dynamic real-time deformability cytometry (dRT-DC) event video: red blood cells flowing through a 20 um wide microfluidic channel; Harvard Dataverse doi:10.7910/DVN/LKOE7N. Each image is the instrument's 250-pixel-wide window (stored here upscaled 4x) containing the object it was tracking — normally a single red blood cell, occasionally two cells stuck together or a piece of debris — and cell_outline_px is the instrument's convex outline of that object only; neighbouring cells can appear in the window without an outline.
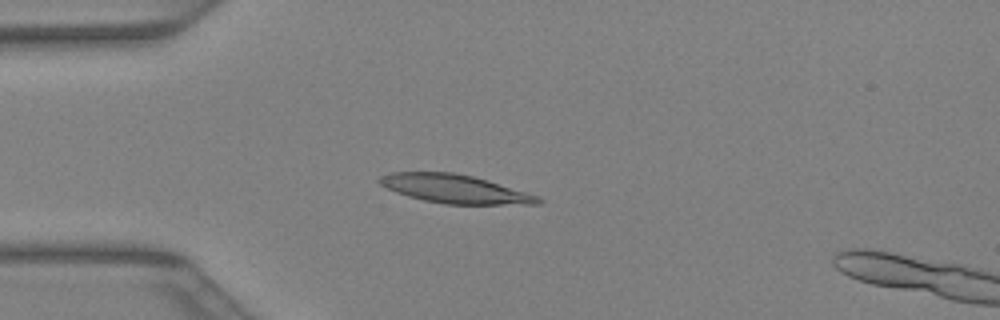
{"species": "Egyptian fruit bat (a non-hibernating species)", "species_latin": "Rousettus aegyptiacus", "temperature_condition": "warm", "stored_images_in_passage": 41, "segment_of_instrument_passage": [1, 2], "camera_frame_rate_fps": 3000, "um_per_image_px": 0.085, "animal": {"sex": "female"}, "frame": {"image": 1, "passage_image": 10, "time_ms": 3.0, "image_size_px": [1000, 320], "cell_outline_px": [[544, 200], [540, 204], [444, 204], [424, 200], [408, 196], [396, 192], [380, 184], [376, 180], [380, 176], [388, 172], [452, 172], [472, 176], [488, 180], [536, 196]], "centroid_in_image_um": [38.61, 16.05], "position_along_channel_um": 46.4, "area_um2": 26.13}}
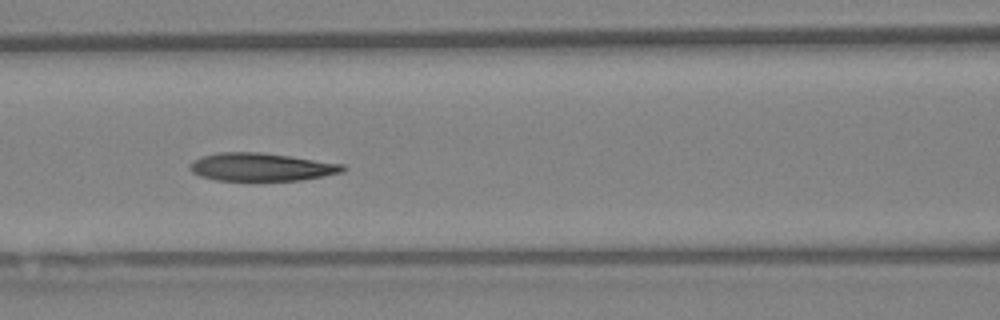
{"frame": {"image": 2, "passage_image": 17, "time_ms": 5.333, "image_size_px": [1000, 320], "cell_outline_px": [[348, 168], [344, 172], [324, 176], [300, 180], [216, 180], [200, 176], [192, 172], [188, 168], [188, 164], [192, 160], [204, 156], [220, 152], [260, 152], [292, 156], [344, 164]], "centroid_in_image_um": [22.23, 14.19], "position_along_channel_um": 144.4, "area_um2": 25.09}}
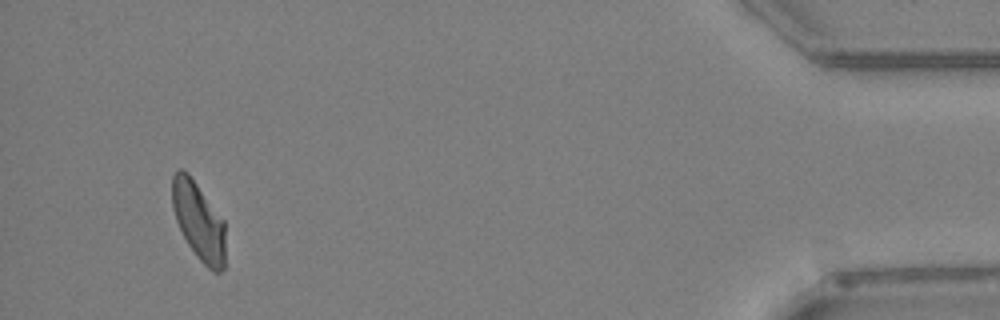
{"frame": {"image": 3, "passage_image": 38, "time_ms": 12.333, "image_size_px": [1000, 320], "cell_outline_px": [[224, 268], [220, 272], [216, 272], [208, 268], [200, 260], [188, 244], [176, 220], [172, 208], [172, 176], [180, 168], [188, 172], [224, 220]], "centroid_in_image_um": [16.87, 18.77], "position_along_channel_um": 418.3, "area_um2": 23.93}}